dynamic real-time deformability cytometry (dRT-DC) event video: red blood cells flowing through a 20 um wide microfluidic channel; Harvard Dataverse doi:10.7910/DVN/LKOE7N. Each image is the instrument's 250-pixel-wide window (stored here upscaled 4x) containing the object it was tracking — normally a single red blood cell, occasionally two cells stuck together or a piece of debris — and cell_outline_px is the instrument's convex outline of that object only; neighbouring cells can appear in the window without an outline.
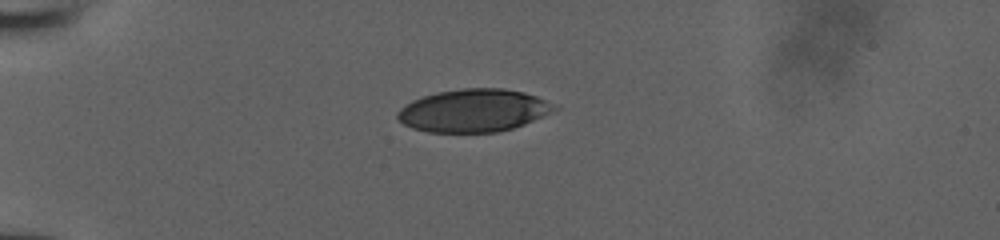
{"species": "human", "species_latin": "Homo sapiens", "temperature_condition": "room temperature", "stored_images_in_passage": 38, "camera_frame_rate_fps": 3000, "um_per_image_px": 0.085, "donor": {"sex": "male"}, "frame": {"image": 1, "passage_image": 1, "time_ms": 0.0, "image_size_px": [1000, 240], "cell_outline_px": [[560, 108], [524, 124], [512, 128], [496, 132], [428, 132], [412, 128], [404, 124], [396, 116], [396, 112], [404, 104], [412, 100], [436, 92], [464, 88], [504, 88], [524, 92], [536, 96], [556, 104]], "centroid_in_image_um": [40.25, 9.39], "position_along_channel_um": 44.8, "area_um2": 39.13}}
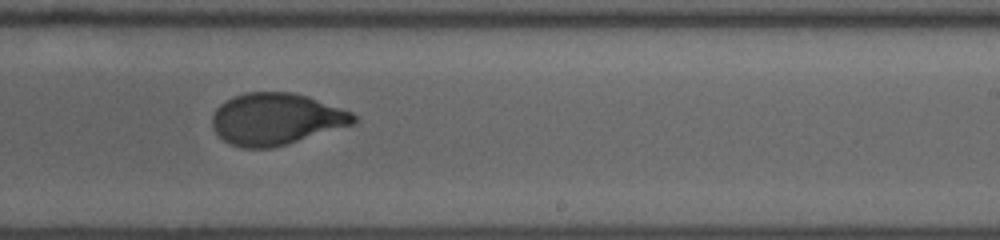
{"frame": {"image": 2, "passage_image": 20, "time_ms": 6.333, "image_size_px": [1000, 240], "cell_outline_px": [[356, 120], [352, 124], [288, 144], [272, 148], [244, 148], [228, 144], [216, 132], [212, 124], [212, 116], [216, 108], [220, 104], [244, 92], [292, 92], [308, 96], [352, 112], [356, 116]], "centroid_in_image_um": [23.45, 10.12], "position_along_channel_um": 265.6, "area_um2": 42.43}}
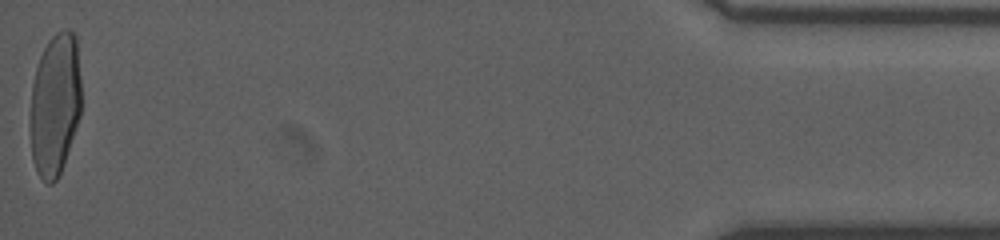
{"frame": {"image": 3, "passage_image": 38, "time_ms": 12.333, "image_size_px": [1000, 240], "cell_outline_px": [[80, 116], [60, 172], [56, 180], [52, 184], [48, 184], [36, 172], [32, 160], [32, 84], [36, 68], [40, 56], [48, 40], [56, 32], [64, 28], [68, 28], [76, 36], [80, 76]], "centroid_in_image_um": [4.69, 8.83], "position_along_channel_um": 430.5, "area_um2": 41.85}}